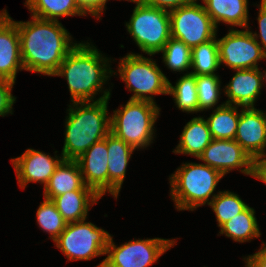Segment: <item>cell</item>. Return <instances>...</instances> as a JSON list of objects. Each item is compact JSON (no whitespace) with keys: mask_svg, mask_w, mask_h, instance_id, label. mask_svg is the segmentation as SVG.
Returning <instances> with one entry per match:
<instances>
[{"mask_svg":"<svg viewBox=\"0 0 266 267\" xmlns=\"http://www.w3.org/2000/svg\"><path fill=\"white\" fill-rule=\"evenodd\" d=\"M30 21H15L23 68L26 71L52 76L64 58L78 44L60 21L31 16Z\"/></svg>","mask_w":266,"mask_h":267,"instance_id":"obj_1","label":"cell"},{"mask_svg":"<svg viewBox=\"0 0 266 267\" xmlns=\"http://www.w3.org/2000/svg\"><path fill=\"white\" fill-rule=\"evenodd\" d=\"M109 60L93 44L80 42L64 58L52 76L66 78L71 102L108 99L111 97V90L102 88L113 74L116 75L111 70ZM98 92L103 95L96 100L94 97Z\"/></svg>","mask_w":266,"mask_h":267,"instance_id":"obj_2","label":"cell"},{"mask_svg":"<svg viewBox=\"0 0 266 267\" xmlns=\"http://www.w3.org/2000/svg\"><path fill=\"white\" fill-rule=\"evenodd\" d=\"M108 99L72 102L65 120V138L61 156L77 160L95 142L110 133Z\"/></svg>","mask_w":266,"mask_h":267,"instance_id":"obj_3","label":"cell"},{"mask_svg":"<svg viewBox=\"0 0 266 267\" xmlns=\"http://www.w3.org/2000/svg\"><path fill=\"white\" fill-rule=\"evenodd\" d=\"M169 177L170 195L175 208L194 211L208 205L216 197L217 194L213 193L224 176L207 164L186 162Z\"/></svg>","mask_w":266,"mask_h":267,"instance_id":"obj_4","label":"cell"},{"mask_svg":"<svg viewBox=\"0 0 266 267\" xmlns=\"http://www.w3.org/2000/svg\"><path fill=\"white\" fill-rule=\"evenodd\" d=\"M160 108L150 101L128 100L110 116V132L135 150L153 142Z\"/></svg>","mask_w":266,"mask_h":267,"instance_id":"obj_5","label":"cell"},{"mask_svg":"<svg viewBox=\"0 0 266 267\" xmlns=\"http://www.w3.org/2000/svg\"><path fill=\"white\" fill-rule=\"evenodd\" d=\"M136 3L127 32L132 36L139 49L149 55L160 53L171 38L169 11L142 4L139 0H126Z\"/></svg>","mask_w":266,"mask_h":267,"instance_id":"obj_6","label":"cell"},{"mask_svg":"<svg viewBox=\"0 0 266 267\" xmlns=\"http://www.w3.org/2000/svg\"><path fill=\"white\" fill-rule=\"evenodd\" d=\"M117 72L126 83V88L134 92L130 100L156 103L153 95L168 94V78L157 66L156 61L142 54L131 52L120 58Z\"/></svg>","mask_w":266,"mask_h":267,"instance_id":"obj_7","label":"cell"},{"mask_svg":"<svg viewBox=\"0 0 266 267\" xmlns=\"http://www.w3.org/2000/svg\"><path fill=\"white\" fill-rule=\"evenodd\" d=\"M111 235L86 219L66 224L54 241L68 261L91 260L105 255Z\"/></svg>","mask_w":266,"mask_h":267,"instance_id":"obj_8","label":"cell"},{"mask_svg":"<svg viewBox=\"0 0 266 267\" xmlns=\"http://www.w3.org/2000/svg\"><path fill=\"white\" fill-rule=\"evenodd\" d=\"M176 240L153 238L130 240L116 246L110 237L105 255L96 267H148L173 247Z\"/></svg>","mask_w":266,"mask_h":267,"instance_id":"obj_9","label":"cell"},{"mask_svg":"<svg viewBox=\"0 0 266 267\" xmlns=\"http://www.w3.org/2000/svg\"><path fill=\"white\" fill-rule=\"evenodd\" d=\"M197 1L169 11L171 37L183 41L191 49L217 35L211 17Z\"/></svg>","mask_w":266,"mask_h":267,"instance_id":"obj_10","label":"cell"},{"mask_svg":"<svg viewBox=\"0 0 266 267\" xmlns=\"http://www.w3.org/2000/svg\"><path fill=\"white\" fill-rule=\"evenodd\" d=\"M217 43L220 64L223 63L233 70L258 68V62L266 59V54L249 28H231Z\"/></svg>","mask_w":266,"mask_h":267,"instance_id":"obj_11","label":"cell"},{"mask_svg":"<svg viewBox=\"0 0 266 267\" xmlns=\"http://www.w3.org/2000/svg\"><path fill=\"white\" fill-rule=\"evenodd\" d=\"M223 176L234 169L251 174L252 159L235 140L212 139L198 158Z\"/></svg>","mask_w":266,"mask_h":267,"instance_id":"obj_12","label":"cell"},{"mask_svg":"<svg viewBox=\"0 0 266 267\" xmlns=\"http://www.w3.org/2000/svg\"><path fill=\"white\" fill-rule=\"evenodd\" d=\"M54 157L29 148L21 156L11 159L19 187L24 189L31 182L44 184L43 187H45L57 166L64 159L62 156L55 155Z\"/></svg>","mask_w":266,"mask_h":267,"instance_id":"obj_13","label":"cell"},{"mask_svg":"<svg viewBox=\"0 0 266 267\" xmlns=\"http://www.w3.org/2000/svg\"><path fill=\"white\" fill-rule=\"evenodd\" d=\"M240 109L234 140L251 159L266 154V114L255 107Z\"/></svg>","mask_w":266,"mask_h":267,"instance_id":"obj_14","label":"cell"},{"mask_svg":"<svg viewBox=\"0 0 266 267\" xmlns=\"http://www.w3.org/2000/svg\"><path fill=\"white\" fill-rule=\"evenodd\" d=\"M77 162L86 186L92 188L101 198L108 192V150L106 137L95 142Z\"/></svg>","mask_w":266,"mask_h":267,"instance_id":"obj_15","label":"cell"},{"mask_svg":"<svg viewBox=\"0 0 266 267\" xmlns=\"http://www.w3.org/2000/svg\"><path fill=\"white\" fill-rule=\"evenodd\" d=\"M231 81L225 86L228 97L224 103L242 108L254 107L264 86V74L259 68L238 69Z\"/></svg>","mask_w":266,"mask_h":267,"instance_id":"obj_16","label":"cell"},{"mask_svg":"<svg viewBox=\"0 0 266 267\" xmlns=\"http://www.w3.org/2000/svg\"><path fill=\"white\" fill-rule=\"evenodd\" d=\"M19 70H24L19 32L15 21L8 15L0 23V79L15 82Z\"/></svg>","mask_w":266,"mask_h":267,"instance_id":"obj_17","label":"cell"},{"mask_svg":"<svg viewBox=\"0 0 266 267\" xmlns=\"http://www.w3.org/2000/svg\"><path fill=\"white\" fill-rule=\"evenodd\" d=\"M106 147L108 150V193L117 199L125 179L127 165L135 149L111 132L106 136Z\"/></svg>","mask_w":266,"mask_h":267,"instance_id":"obj_18","label":"cell"},{"mask_svg":"<svg viewBox=\"0 0 266 267\" xmlns=\"http://www.w3.org/2000/svg\"><path fill=\"white\" fill-rule=\"evenodd\" d=\"M99 199L101 197L85 185L80 190L61 194L51 200L63 219L70 223L86 219L91 206L98 203Z\"/></svg>","mask_w":266,"mask_h":267,"instance_id":"obj_19","label":"cell"},{"mask_svg":"<svg viewBox=\"0 0 266 267\" xmlns=\"http://www.w3.org/2000/svg\"><path fill=\"white\" fill-rule=\"evenodd\" d=\"M85 186L77 160L63 159L44 187V198H52L64 193L80 190Z\"/></svg>","mask_w":266,"mask_h":267,"instance_id":"obj_20","label":"cell"},{"mask_svg":"<svg viewBox=\"0 0 266 267\" xmlns=\"http://www.w3.org/2000/svg\"><path fill=\"white\" fill-rule=\"evenodd\" d=\"M208 15L218 29L222 22L230 26L247 28L248 0H202Z\"/></svg>","mask_w":266,"mask_h":267,"instance_id":"obj_21","label":"cell"},{"mask_svg":"<svg viewBox=\"0 0 266 267\" xmlns=\"http://www.w3.org/2000/svg\"><path fill=\"white\" fill-rule=\"evenodd\" d=\"M212 136L206 119L194 117L184 126L180 140L172 151L175 154H187L197 159L210 144Z\"/></svg>","mask_w":266,"mask_h":267,"instance_id":"obj_22","label":"cell"},{"mask_svg":"<svg viewBox=\"0 0 266 267\" xmlns=\"http://www.w3.org/2000/svg\"><path fill=\"white\" fill-rule=\"evenodd\" d=\"M206 119L212 139L234 140L240 112L238 106L222 103Z\"/></svg>","mask_w":266,"mask_h":267,"instance_id":"obj_23","label":"cell"},{"mask_svg":"<svg viewBox=\"0 0 266 267\" xmlns=\"http://www.w3.org/2000/svg\"><path fill=\"white\" fill-rule=\"evenodd\" d=\"M220 234L231 238L235 242H249L261 236L259 224L255 217V210L248 206L243 212L234 216L220 227Z\"/></svg>","mask_w":266,"mask_h":267,"instance_id":"obj_24","label":"cell"},{"mask_svg":"<svg viewBox=\"0 0 266 267\" xmlns=\"http://www.w3.org/2000/svg\"><path fill=\"white\" fill-rule=\"evenodd\" d=\"M25 6L32 13L31 16L56 20L59 17L85 16L75 0H26Z\"/></svg>","mask_w":266,"mask_h":267,"instance_id":"obj_25","label":"cell"},{"mask_svg":"<svg viewBox=\"0 0 266 267\" xmlns=\"http://www.w3.org/2000/svg\"><path fill=\"white\" fill-rule=\"evenodd\" d=\"M217 37L192 48L191 74L217 75L215 72L221 66Z\"/></svg>","mask_w":266,"mask_h":267,"instance_id":"obj_26","label":"cell"},{"mask_svg":"<svg viewBox=\"0 0 266 267\" xmlns=\"http://www.w3.org/2000/svg\"><path fill=\"white\" fill-rule=\"evenodd\" d=\"M168 95H172L179 110L187 113L198 112L196 75L187 72L179 78L175 86L169 81Z\"/></svg>","mask_w":266,"mask_h":267,"instance_id":"obj_27","label":"cell"},{"mask_svg":"<svg viewBox=\"0 0 266 267\" xmlns=\"http://www.w3.org/2000/svg\"><path fill=\"white\" fill-rule=\"evenodd\" d=\"M208 205L211 206L216 215L218 227H221L249 206L242 201L239 195L228 190L219 191Z\"/></svg>","mask_w":266,"mask_h":267,"instance_id":"obj_28","label":"cell"},{"mask_svg":"<svg viewBox=\"0 0 266 267\" xmlns=\"http://www.w3.org/2000/svg\"><path fill=\"white\" fill-rule=\"evenodd\" d=\"M160 52L165 66L171 71L182 73L191 68L192 49L183 41L171 37Z\"/></svg>","mask_w":266,"mask_h":267,"instance_id":"obj_29","label":"cell"},{"mask_svg":"<svg viewBox=\"0 0 266 267\" xmlns=\"http://www.w3.org/2000/svg\"><path fill=\"white\" fill-rule=\"evenodd\" d=\"M36 218L39 227L44 232H48L53 241L59 237L67 224L52 200L46 198L37 209Z\"/></svg>","mask_w":266,"mask_h":267,"instance_id":"obj_30","label":"cell"},{"mask_svg":"<svg viewBox=\"0 0 266 267\" xmlns=\"http://www.w3.org/2000/svg\"><path fill=\"white\" fill-rule=\"evenodd\" d=\"M198 112L213 109L221 95L218 75H196Z\"/></svg>","mask_w":266,"mask_h":267,"instance_id":"obj_31","label":"cell"},{"mask_svg":"<svg viewBox=\"0 0 266 267\" xmlns=\"http://www.w3.org/2000/svg\"><path fill=\"white\" fill-rule=\"evenodd\" d=\"M15 82L7 79H0V116L4 117L8 114H13V105L16 102V97L11 91Z\"/></svg>","mask_w":266,"mask_h":267,"instance_id":"obj_32","label":"cell"},{"mask_svg":"<svg viewBox=\"0 0 266 267\" xmlns=\"http://www.w3.org/2000/svg\"><path fill=\"white\" fill-rule=\"evenodd\" d=\"M80 10L85 14L100 19L108 0H75Z\"/></svg>","mask_w":266,"mask_h":267,"instance_id":"obj_33","label":"cell"},{"mask_svg":"<svg viewBox=\"0 0 266 267\" xmlns=\"http://www.w3.org/2000/svg\"><path fill=\"white\" fill-rule=\"evenodd\" d=\"M142 4L165 10H173L178 7L191 4L196 0H139Z\"/></svg>","mask_w":266,"mask_h":267,"instance_id":"obj_34","label":"cell"},{"mask_svg":"<svg viewBox=\"0 0 266 267\" xmlns=\"http://www.w3.org/2000/svg\"><path fill=\"white\" fill-rule=\"evenodd\" d=\"M259 13H258V25H259V34L257 32H252L251 34L256 39L257 43L261 46L263 52L266 54V9L260 4ZM258 37H260V41H258Z\"/></svg>","mask_w":266,"mask_h":267,"instance_id":"obj_35","label":"cell"},{"mask_svg":"<svg viewBox=\"0 0 266 267\" xmlns=\"http://www.w3.org/2000/svg\"><path fill=\"white\" fill-rule=\"evenodd\" d=\"M250 176L266 184V154L252 158Z\"/></svg>","mask_w":266,"mask_h":267,"instance_id":"obj_36","label":"cell"},{"mask_svg":"<svg viewBox=\"0 0 266 267\" xmlns=\"http://www.w3.org/2000/svg\"><path fill=\"white\" fill-rule=\"evenodd\" d=\"M261 247L258 252L243 258L249 267H266V243Z\"/></svg>","mask_w":266,"mask_h":267,"instance_id":"obj_37","label":"cell"},{"mask_svg":"<svg viewBox=\"0 0 266 267\" xmlns=\"http://www.w3.org/2000/svg\"><path fill=\"white\" fill-rule=\"evenodd\" d=\"M8 12L6 9H3L1 12H0V23L8 16Z\"/></svg>","mask_w":266,"mask_h":267,"instance_id":"obj_38","label":"cell"},{"mask_svg":"<svg viewBox=\"0 0 266 267\" xmlns=\"http://www.w3.org/2000/svg\"><path fill=\"white\" fill-rule=\"evenodd\" d=\"M260 4L266 9V0H261Z\"/></svg>","mask_w":266,"mask_h":267,"instance_id":"obj_39","label":"cell"},{"mask_svg":"<svg viewBox=\"0 0 266 267\" xmlns=\"http://www.w3.org/2000/svg\"><path fill=\"white\" fill-rule=\"evenodd\" d=\"M263 74H264V83L266 82V70L263 71Z\"/></svg>","mask_w":266,"mask_h":267,"instance_id":"obj_40","label":"cell"}]
</instances>
